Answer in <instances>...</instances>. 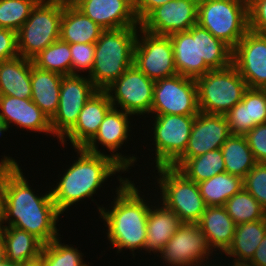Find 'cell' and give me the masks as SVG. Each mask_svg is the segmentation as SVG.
Instances as JSON below:
<instances>
[{"label": "cell", "instance_id": "6da1fadb", "mask_svg": "<svg viewBox=\"0 0 266 266\" xmlns=\"http://www.w3.org/2000/svg\"><path fill=\"white\" fill-rule=\"evenodd\" d=\"M1 165L2 225L33 234L43 244L59 237L56 224L62 215L53 202L51 190L37 195L13 157L5 156ZM7 223V224H6Z\"/></svg>", "mask_w": 266, "mask_h": 266}, {"label": "cell", "instance_id": "7a4b0ae2", "mask_svg": "<svg viewBox=\"0 0 266 266\" xmlns=\"http://www.w3.org/2000/svg\"><path fill=\"white\" fill-rule=\"evenodd\" d=\"M117 177L120 185L116 187V196L111 202V208L109 206L105 209L103 206H98V212L106 222V234L110 247H115L117 253L129 249L134 257L135 250H144L151 202L144 199V195L140 194L143 192L138 190L139 188L129 178H123L120 175Z\"/></svg>", "mask_w": 266, "mask_h": 266}, {"label": "cell", "instance_id": "3957f363", "mask_svg": "<svg viewBox=\"0 0 266 266\" xmlns=\"http://www.w3.org/2000/svg\"><path fill=\"white\" fill-rule=\"evenodd\" d=\"M75 152L79 157L65 170L56 187L51 188L53 202L61 214L84 198L93 201L92 196L109 177L126 171L104 152L91 153L84 148H75Z\"/></svg>", "mask_w": 266, "mask_h": 266}, {"label": "cell", "instance_id": "277c9868", "mask_svg": "<svg viewBox=\"0 0 266 266\" xmlns=\"http://www.w3.org/2000/svg\"><path fill=\"white\" fill-rule=\"evenodd\" d=\"M178 74L196 79L232 64L233 50L198 24L170 35Z\"/></svg>", "mask_w": 266, "mask_h": 266}, {"label": "cell", "instance_id": "5b68a950", "mask_svg": "<svg viewBox=\"0 0 266 266\" xmlns=\"http://www.w3.org/2000/svg\"><path fill=\"white\" fill-rule=\"evenodd\" d=\"M140 26L104 30L95 42L94 64L88 78L104 91L133 65Z\"/></svg>", "mask_w": 266, "mask_h": 266}, {"label": "cell", "instance_id": "8992f818", "mask_svg": "<svg viewBox=\"0 0 266 266\" xmlns=\"http://www.w3.org/2000/svg\"><path fill=\"white\" fill-rule=\"evenodd\" d=\"M197 24L233 50L249 30L248 0H199Z\"/></svg>", "mask_w": 266, "mask_h": 266}, {"label": "cell", "instance_id": "52a82bcc", "mask_svg": "<svg viewBox=\"0 0 266 266\" xmlns=\"http://www.w3.org/2000/svg\"><path fill=\"white\" fill-rule=\"evenodd\" d=\"M63 0H40L17 31L19 56L33 59L60 39Z\"/></svg>", "mask_w": 266, "mask_h": 266}, {"label": "cell", "instance_id": "ba28073f", "mask_svg": "<svg viewBox=\"0 0 266 266\" xmlns=\"http://www.w3.org/2000/svg\"><path fill=\"white\" fill-rule=\"evenodd\" d=\"M199 111L225 115L239 103L248 89L247 83L231 64L219 70H210L196 79Z\"/></svg>", "mask_w": 266, "mask_h": 266}, {"label": "cell", "instance_id": "9c48e42d", "mask_svg": "<svg viewBox=\"0 0 266 266\" xmlns=\"http://www.w3.org/2000/svg\"><path fill=\"white\" fill-rule=\"evenodd\" d=\"M155 170L159 176L156 182L161 190L160 201L183 223H197L206 208L198 184L172 166H160Z\"/></svg>", "mask_w": 266, "mask_h": 266}, {"label": "cell", "instance_id": "30bf717a", "mask_svg": "<svg viewBox=\"0 0 266 266\" xmlns=\"http://www.w3.org/2000/svg\"><path fill=\"white\" fill-rule=\"evenodd\" d=\"M197 115H154L155 167L171 166L184 152Z\"/></svg>", "mask_w": 266, "mask_h": 266}, {"label": "cell", "instance_id": "8fae6325", "mask_svg": "<svg viewBox=\"0 0 266 266\" xmlns=\"http://www.w3.org/2000/svg\"><path fill=\"white\" fill-rule=\"evenodd\" d=\"M155 81L134 64L104 91L114 108L133 115H150Z\"/></svg>", "mask_w": 266, "mask_h": 266}, {"label": "cell", "instance_id": "7c38bea8", "mask_svg": "<svg viewBox=\"0 0 266 266\" xmlns=\"http://www.w3.org/2000/svg\"><path fill=\"white\" fill-rule=\"evenodd\" d=\"M197 84L194 78L177 74L155 81L150 114L198 115Z\"/></svg>", "mask_w": 266, "mask_h": 266}, {"label": "cell", "instance_id": "4fadbf2b", "mask_svg": "<svg viewBox=\"0 0 266 266\" xmlns=\"http://www.w3.org/2000/svg\"><path fill=\"white\" fill-rule=\"evenodd\" d=\"M133 64L154 81L177 75L170 36L155 35L139 28Z\"/></svg>", "mask_w": 266, "mask_h": 266}, {"label": "cell", "instance_id": "5bb4252c", "mask_svg": "<svg viewBox=\"0 0 266 266\" xmlns=\"http://www.w3.org/2000/svg\"><path fill=\"white\" fill-rule=\"evenodd\" d=\"M98 91L88 76L65 75L62 78L58 110L50 120L53 136L60 140L76 123L85 103Z\"/></svg>", "mask_w": 266, "mask_h": 266}, {"label": "cell", "instance_id": "9a60e30c", "mask_svg": "<svg viewBox=\"0 0 266 266\" xmlns=\"http://www.w3.org/2000/svg\"><path fill=\"white\" fill-rule=\"evenodd\" d=\"M213 252L197 223H182L157 257L160 254L167 266H199Z\"/></svg>", "mask_w": 266, "mask_h": 266}, {"label": "cell", "instance_id": "2e32d148", "mask_svg": "<svg viewBox=\"0 0 266 266\" xmlns=\"http://www.w3.org/2000/svg\"><path fill=\"white\" fill-rule=\"evenodd\" d=\"M199 0H172L153 9L140 28L155 35L170 36L188 31L198 22Z\"/></svg>", "mask_w": 266, "mask_h": 266}, {"label": "cell", "instance_id": "e0dca14e", "mask_svg": "<svg viewBox=\"0 0 266 266\" xmlns=\"http://www.w3.org/2000/svg\"><path fill=\"white\" fill-rule=\"evenodd\" d=\"M130 116L132 115L112 107L105 115L97 134L84 149L91 153L101 154L100 149H98V145L101 144L103 148L105 147L109 150L111 158L118 162L126 171H129L128 169H131L130 166L134 167L133 165L138 158L130 155L124 156L117 151L121 149L124 142L126 144L127 139H130L128 138L130 136L128 133L132 127L129 121Z\"/></svg>", "mask_w": 266, "mask_h": 266}, {"label": "cell", "instance_id": "ac0fdd59", "mask_svg": "<svg viewBox=\"0 0 266 266\" xmlns=\"http://www.w3.org/2000/svg\"><path fill=\"white\" fill-rule=\"evenodd\" d=\"M232 64L248 88L266 89V34L248 30L233 49Z\"/></svg>", "mask_w": 266, "mask_h": 266}, {"label": "cell", "instance_id": "d6986e66", "mask_svg": "<svg viewBox=\"0 0 266 266\" xmlns=\"http://www.w3.org/2000/svg\"><path fill=\"white\" fill-rule=\"evenodd\" d=\"M230 135L229 124L224 115L199 111L185 152L178 159H189L219 149Z\"/></svg>", "mask_w": 266, "mask_h": 266}, {"label": "cell", "instance_id": "ffe728a7", "mask_svg": "<svg viewBox=\"0 0 266 266\" xmlns=\"http://www.w3.org/2000/svg\"><path fill=\"white\" fill-rule=\"evenodd\" d=\"M73 5L104 30L140 26L133 0H77Z\"/></svg>", "mask_w": 266, "mask_h": 266}, {"label": "cell", "instance_id": "44dd1931", "mask_svg": "<svg viewBox=\"0 0 266 266\" xmlns=\"http://www.w3.org/2000/svg\"><path fill=\"white\" fill-rule=\"evenodd\" d=\"M113 107L105 91L98 90L84 105L75 125L59 140L62 145L84 148L97 134L107 112ZM67 138V140H66Z\"/></svg>", "mask_w": 266, "mask_h": 266}, {"label": "cell", "instance_id": "7402d4cb", "mask_svg": "<svg viewBox=\"0 0 266 266\" xmlns=\"http://www.w3.org/2000/svg\"><path fill=\"white\" fill-rule=\"evenodd\" d=\"M0 118L9 128L14 124L23 130L53 135L49 118L31 99L0 95Z\"/></svg>", "mask_w": 266, "mask_h": 266}, {"label": "cell", "instance_id": "603a6c76", "mask_svg": "<svg viewBox=\"0 0 266 266\" xmlns=\"http://www.w3.org/2000/svg\"><path fill=\"white\" fill-rule=\"evenodd\" d=\"M197 225L206 235L207 242L215 253L219 250L222 255L231 246L236 224L224 206H206Z\"/></svg>", "mask_w": 266, "mask_h": 266}, {"label": "cell", "instance_id": "cb8c5ba5", "mask_svg": "<svg viewBox=\"0 0 266 266\" xmlns=\"http://www.w3.org/2000/svg\"><path fill=\"white\" fill-rule=\"evenodd\" d=\"M159 200L156 206H150L146 227L147 238L144 245V251L148 253L152 251L157 255L183 223L172 210L161 201L159 203Z\"/></svg>", "mask_w": 266, "mask_h": 266}, {"label": "cell", "instance_id": "d4e9b609", "mask_svg": "<svg viewBox=\"0 0 266 266\" xmlns=\"http://www.w3.org/2000/svg\"><path fill=\"white\" fill-rule=\"evenodd\" d=\"M63 75L38 68L31 60V100L51 120L58 110Z\"/></svg>", "mask_w": 266, "mask_h": 266}, {"label": "cell", "instance_id": "484cf974", "mask_svg": "<svg viewBox=\"0 0 266 266\" xmlns=\"http://www.w3.org/2000/svg\"><path fill=\"white\" fill-rule=\"evenodd\" d=\"M31 59L18 56L0 62V95L31 99Z\"/></svg>", "mask_w": 266, "mask_h": 266}, {"label": "cell", "instance_id": "4316f807", "mask_svg": "<svg viewBox=\"0 0 266 266\" xmlns=\"http://www.w3.org/2000/svg\"><path fill=\"white\" fill-rule=\"evenodd\" d=\"M104 31L98 24L85 16L73 4L63 1L60 22V39L69 44L95 43Z\"/></svg>", "mask_w": 266, "mask_h": 266}, {"label": "cell", "instance_id": "83f0119b", "mask_svg": "<svg viewBox=\"0 0 266 266\" xmlns=\"http://www.w3.org/2000/svg\"><path fill=\"white\" fill-rule=\"evenodd\" d=\"M0 232L8 261L23 265L40 259L43 243L33 234L13 226H1Z\"/></svg>", "mask_w": 266, "mask_h": 266}, {"label": "cell", "instance_id": "f1b7e54d", "mask_svg": "<svg viewBox=\"0 0 266 266\" xmlns=\"http://www.w3.org/2000/svg\"><path fill=\"white\" fill-rule=\"evenodd\" d=\"M266 234V217L253 222L236 225L231 246L224 253L233 262L248 263Z\"/></svg>", "mask_w": 266, "mask_h": 266}, {"label": "cell", "instance_id": "f546056e", "mask_svg": "<svg viewBox=\"0 0 266 266\" xmlns=\"http://www.w3.org/2000/svg\"><path fill=\"white\" fill-rule=\"evenodd\" d=\"M187 179L200 183L226 172L221 148L208 151L203 155L189 159H177L172 165Z\"/></svg>", "mask_w": 266, "mask_h": 266}, {"label": "cell", "instance_id": "4dcf8cb0", "mask_svg": "<svg viewBox=\"0 0 266 266\" xmlns=\"http://www.w3.org/2000/svg\"><path fill=\"white\" fill-rule=\"evenodd\" d=\"M197 184L206 206H224L229 198L244 188L243 178L227 172Z\"/></svg>", "mask_w": 266, "mask_h": 266}, {"label": "cell", "instance_id": "1f68e13d", "mask_svg": "<svg viewBox=\"0 0 266 266\" xmlns=\"http://www.w3.org/2000/svg\"><path fill=\"white\" fill-rule=\"evenodd\" d=\"M226 172L244 178L257 164L244 135H230L221 146Z\"/></svg>", "mask_w": 266, "mask_h": 266}, {"label": "cell", "instance_id": "d6a6232c", "mask_svg": "<svg viewBox=\"0 0 266 266\" xmlns=\"http://www.w3.org/2000/svg\"><path fill=\"white\" fill-rule=\"evenodd\" d=\"M32 61L35 66L43 70L63 76L72 74L70 44L61 39L46 47Z\"/></svg>", "mask_w": 266, "mask_h": 266}, {"label": "cell", "instance_id": "836d02e7", "mask_svg": "<svg viewBox=\"0 0 266 266\" xmlns=\"http://www.w3.org/2000/svg\"><path fill=\"white\" fill-rule=\"evenodd\" d=\"M224 207L236 225L266 217V210L244 188L229 198Z\"/></svg>", "mask_w": 266, "mask_h": 266}, {"label": "cell", "instance_id": "e575fe53", "mask_svg": "<svg viewBox=\"0 0 266 266\" xmlns=\"http://www.w3.org/2000/svg\"><path fill=\"white\" fill-rule=\"evenodd\" d=\"M60 240L61 237H57L43 244L40 259L45 266H89L84 262L83 253L78 248L71 244H62Z\"/></svg>", "mask_w": 266, "mask_h": 266}, {"label": "cell", "instance_id": "d590c367", "mask_svg": "<svg viewBox=\"0 0 266 266\" xmlns=\"http://www.w3.org/2000/svg\"><path fill=\"white\" fill-rule=\"evenodd\" d=\"M40 0H0V28L18 31Z\"/></svg>", "mask_w": 266, "mask_h": 266}, {"label": "cell", "instance_id": "8d00e7d4", "mask_svg": "<svg viewBox=\"0 0 266 266\" xmlns=\"http://www.w3.org/2000/svg\"><path fill=\"white\" fill-rule=\"evenodd\" d=\"M243 185L266 210V163H257L243 178Z\"/></svg>", "mask_w": 266, "mask_h": 266}, {"label": "cell", "instance_id": "74e56055", "mask_svg": "<svg viewBox=\"0 0 266 266\" xmlns=\"http://www.w3.org/2000/svg\"><path fill=\"white\" fill-rule=\"evenodd\" d=\"M242 101L248 105L249 122H253V128L266 123V89L248 88Z\"/></svg>", "mask_w": 266, "mask_h": 266}, {"label": "cell", "instance_id": "f35d334b", "mask_svg": "<svg viewBox=\"0 0 266 266\" xmlns=\"http://www.w3.org/2000/svg\"><path fill=\"white\" fill-rule=\"evenodd\" d=\"M72 74L87 71L88 75L94 64L95 43L70 44ZM79 72V73H78Z\"/></svg>", "mask_w": 266, "mask_h": 266}, {"label": "cell", "instance_id": "ab89813d", "mask_svg": "<svg viewBox=\"0 0 266 266\" xmlns=\"http://www.w3.org/2000/svg\"><path fill=\"white\" fill-rule=\"evenodd\" d=\"M224 116L228 121L231 135H245L253 128V122H249L248 105L242 100Z\"/></svg>", "mask_w": 266, "mask_h": 266}, {"label": "cell", "instance_id": "60d3db41", "mask_svg": "<svg viewBox=\"0 0 266 266\" xmlns=\"http://www.w3.org/2000/svg\"><path fill=\"white\" fill-rule=\"evenodd\" d=\"M244 136L257 163H266V123L256 125Z\"/></svg>", "mask_w": 266, "mask_h": 266}, {"label": "cell", "instance_id": "b9f144b4", "mask_svg": "<svg viewBox=\"0 0 266 266\" xmlns=\"http://www.w3.org/2000/svg\"><path fill=\"white\" fill-rule=\"evenodd\" d=\"M249 30L266 34V0H248Z\"/></svg>", "mask_w": 266, "mask_h": 266}, {"label": "cell", "instance_id": "7bdbcfd3", "mask_svg": "<svg viewBox=\"0 0 266 266\" xmlns=\"http://www.w3.org/2000/svg\"><path fill=\"white\" fill-rule=\"evenodd\" d=\"M18 56L17 32L8 28H0V62Z\"/></svg>", "mask_w": 266, "mask_h": 266}, {"label": "cell", "instance_id": "ee69618b", "mask_svg": "<svg viewBox=\"0 0 266 266\" xmlns=\"http://www.w3.org/2000/svg\"><path fill=\"white\" fill-rule=\"evenodd\" d=\"M172 0H133V8L139 22H141L153 9Z\"/></svg>", "mask_w": 266, "mask_h": 266}, {"label": "cell", "instance_id": "f6af8a7d", "mask_svg": "<svg viewBox=\"0 0 266 266\" xmlns=\"http://www.w3.org/2000/svg\"><path fill=\"white\" fill-rule=\"evenodd\" d=\"M248 264L252 266H266V234Z\"/></svg>", "mask_w": 266, "mask_h": 266}, {"label": "cell", "instance_id": "bcb514c9", "mask_svg": "<svg viewBox=\"0 0 266 266\" xmlns=\"http://www.w3.org/2000/svg\"><path fill=\"white\" fill-rule=\"evenodd\" d=\"M6 260L5 242L0 232V263Z\"/></svg>", "mask_w": 266, "mask_h": 266}, {"label": "cell", "instance_id": "7dc6e473", "mask_svg": "<svg viewBox=\"0 0 266 266\" xmlns=\"http://www.w3.org/2000/svg\"><path fill=\"white\" fill-rule=\"evenodd\" d=\"M19 266H45L44 263L41 261V259H38L36 261L33 262H28L25 263L23 265H19Z\"/></svg>", "mask_w": 266, "mask_h": 266}, {"label": "cell", "instance_id": "c3c4849f", "mask_svg": "<svg viewBox=\"0 0 266 266\" xmlns=\"http://www.w3.org/2000/svg\"><path fill=\"white\" fill-rule=\"evenodd\" d=\"M2 192H1V165H0V227L2 225Z\"/></svg>", "mask_w": 266, "mask_h": 266}, {"label": "cell", "instance_id": "681fc988", "mask_svg": "<svg viewBox=\"0 0 266 266\" xmlns=\"http://www.w3.org/2000/svg\"><path fill=\"white\" fill-rule=\"evenodd\" d=\"M8 126L4 123V121L0 118V135L8 130Z\"/></svg>", "mask_w": 266, "mask_h": 266}, {"label": "cell", "instance_id": "f907efd6", "mask_svg": "<svg viewBox=\"0 0 266 266\" xmlns=\"http://www.w3.org/2000/svg\"><path fill=\"white\" fill-rule=\"evenodd\" d=\"M0 266H19L15 263H12L10 261H8L7 259L5 261H3L2 263H0Z\"/></svg>", "mask_w": 266, "mask_h": 266}, {"label": "cell", "instance_id": "816d5d0a", "mask_svg": "<svg viewBox=\"0 0 266 266\" xmlns=\"http://www.w3.org/2000/svg\"><path fill=\"white\" fill-rule=\"evenodd\" d=\"M252 266V265H249L248 263H236L234 262L233 265H231L230 263L228 264V266Z\"/></svg>", "mask_w": 266, "mask_h": 266}, {"label": "cell", "instance_id": "f5cc1de1", "mask_svg": "<svg viewBox=\"0 0 266 266\" xmlns=\"http://www.w3.org/2000/svg\"><path fill=\"white\" fill-rule=\"evenodd\" d=\"M67 4H74L77 0H63Z\"/></svg>", "mask_w": 266, "mask_h": 266}, {"label": "cell", "instance_id": "db71d44e", "mask_svg": "<svg viewBox=\"0 0 266 266\" xmlns=\"http://www.w3.org/2000/svg\"><path fill=\"white\" fill-rule=\"evenodd\" d=\"M208 263H209V261L207 262V266H219V265H217V264H216V265H214V264H213V265H208ZM205 264H206V263H203L202 265H199V266H206ZM220 266H221V265H220ZM223 266H224V265H223ZM226 266H227V265H226Z\"/></svg>", "mask_w": 266, "mask_h": 266}]
</instances>
